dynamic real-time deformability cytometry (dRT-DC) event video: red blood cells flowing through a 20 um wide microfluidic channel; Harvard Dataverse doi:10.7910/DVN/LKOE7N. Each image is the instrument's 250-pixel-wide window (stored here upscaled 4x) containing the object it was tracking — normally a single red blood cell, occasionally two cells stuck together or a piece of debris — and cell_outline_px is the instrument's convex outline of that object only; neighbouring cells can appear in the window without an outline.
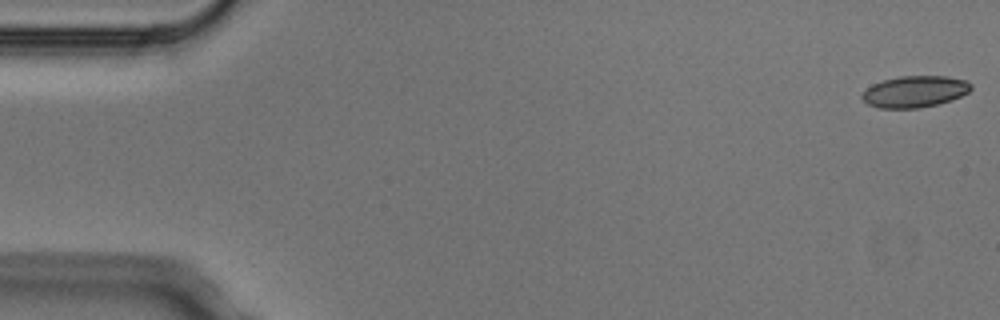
{"species": "Egyptian fruit bat (a non-hibernating species)", "species_latin": "Rousettus aegyptiacus", "temperature_condition": "cold", "stored_images_in_passage": 4, "camera_frame_rate_fps": 3000, "um_per_image_px": 0.085, "animal": {"sex": "male"}, "frame": {"image": 1, "passage_image": 1, "time_ms": 0.0, "image_size_px": [1000, 320], "cell_outline_px": [[972, 88], [968, 92], [952, 100], [920, 108], [876, 108], [868, 104], [860, 96], [872, 84], [884, 80], [900, 76], [948, 76], [964, 80], [972, 84]], "centroid_in_image_um": [77.76, 7.78], "position_along_channel_um": 7.2, "area_um2": 19.94}}
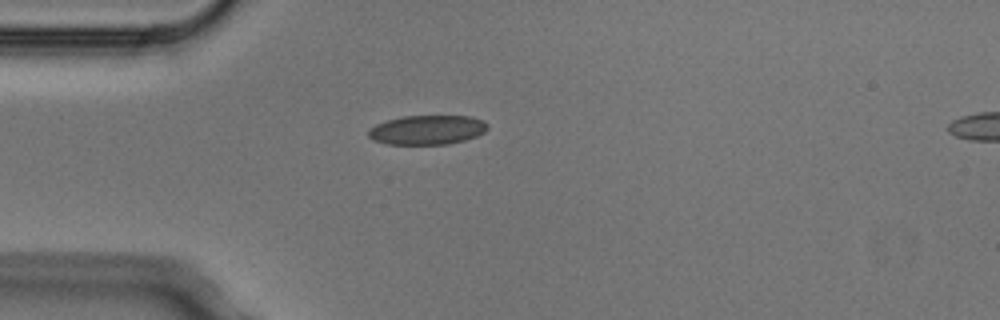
{"frame": {"image": 2, "passage_image": 4, "time_ms": 1.0, "image_size_px": [1000, 320], "cell_outline_px": [[488, 128], [484, 132], [476, 136], [464, 140], [448, 144], [388, 144], [372, 140], [368, 136], [368, 132], [376, 124], [388, 120], [404, 116], [472, 116], [484, 120], [488, 124]], "centroid_in_image_um": [36.34, 11.04], "position_along_channel_um": 48.7, "area_um2": 20.35}}